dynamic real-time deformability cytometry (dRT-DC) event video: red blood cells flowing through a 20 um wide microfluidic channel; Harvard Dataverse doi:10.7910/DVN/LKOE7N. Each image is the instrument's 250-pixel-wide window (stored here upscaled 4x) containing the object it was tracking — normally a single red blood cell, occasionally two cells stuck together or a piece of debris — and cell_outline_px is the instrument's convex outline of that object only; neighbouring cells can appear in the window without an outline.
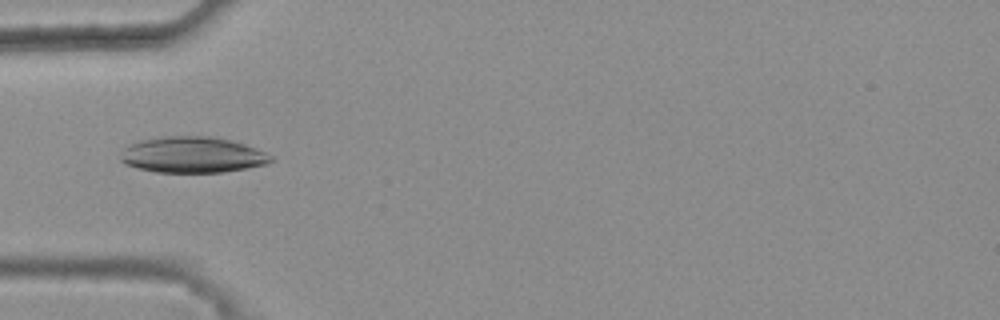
{"species": "common noctule bat (a hibernating species)", "species_latin": "Nyctalus noctula", "temperature_condition": "warm", "stored_images_in_passage": 5, "camera_frame_rate_fps": 3000, "um_per_image_px": 0.085, "animal": {"sex": "female", "body_mass_g": 25.1}, "frame": {"image": 1, "passage_image": 5, "time_ms": 1.333, "image_size_px": [1000, 320], "cell_outline_px": [[272, 160], [268, 164], [248, 168], [224, 172], [156, 172], [136, 168], [124, 164], [120, 160], [120, 156], [124, 148], [140, 140], [164, 136], [208, 136], [232, 140], [244, 144], [264, 152], [272, 156]], "centroid_in_image_um": [16.34, 13.16], "position_along_channel_um": 68.7, "area_um2": 31.56}}